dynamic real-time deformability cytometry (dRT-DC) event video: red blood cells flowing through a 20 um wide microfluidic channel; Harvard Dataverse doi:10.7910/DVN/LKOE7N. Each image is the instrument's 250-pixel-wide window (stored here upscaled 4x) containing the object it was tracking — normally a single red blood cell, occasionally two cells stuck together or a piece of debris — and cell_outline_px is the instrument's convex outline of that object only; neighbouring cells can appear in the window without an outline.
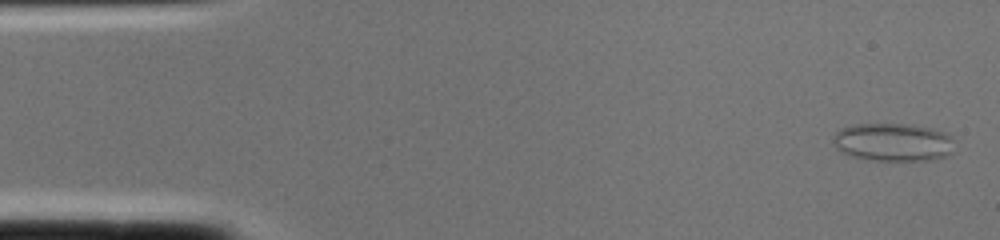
{"species": "common noctule bat (a hibernating species)", "species_latin": "Nyctalus noctula", "temperature_condition": "cold", "stored_images_in_passage": 2, "camera_frame_rate_fps": 3000, "um_per_image_px": 0.085, "animal": {"sex": "female", "body_mass_g": 22.0, "forearm_length_mm": 56.7}, "frame": {"image": 1, "passage_image": 1, "time_ms": 0.0, "image_size_px": [1000, 240], "cell_outline_px": [[952, 152], [944, 156], [928, 160], [868, 160], [848, 156], [840, 152], [836, 148], [832, 140], [832, 136], [840, 128], [852, 124], [908, 124], [932, 128], [944, 132], [952, 136]], "centroid_in_image_um": [75.84, 12.08], "position_along_channel_um": 9.2, "area_um2": 27.17}}
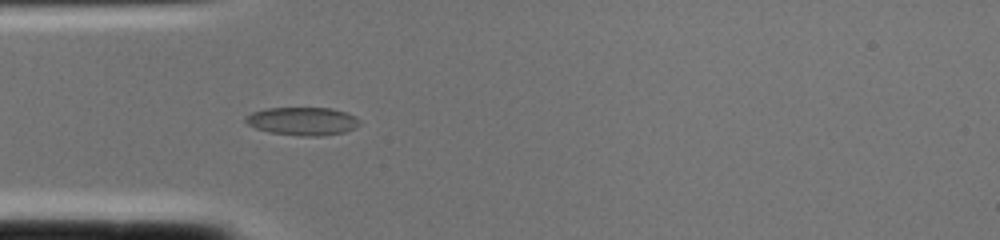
{"frame": {"image": 2, "passage_image": 2, "time_ms": 0.333, "image_size_px": [1000, 240], "cell_outline_px": [[360, 124], [356, 128], [344, 132], [324, 136], [300, 136], [268, 132], [256, 128], [248, 124], [244, 120], [252, 112], [264, 108], [332, 108], [348, 112], [356, 116], [360, 120]], "centroid_in_image_um": [25.77, 10.3], "position_along_channel_um": 59.2, "area_um2": 18.9}}